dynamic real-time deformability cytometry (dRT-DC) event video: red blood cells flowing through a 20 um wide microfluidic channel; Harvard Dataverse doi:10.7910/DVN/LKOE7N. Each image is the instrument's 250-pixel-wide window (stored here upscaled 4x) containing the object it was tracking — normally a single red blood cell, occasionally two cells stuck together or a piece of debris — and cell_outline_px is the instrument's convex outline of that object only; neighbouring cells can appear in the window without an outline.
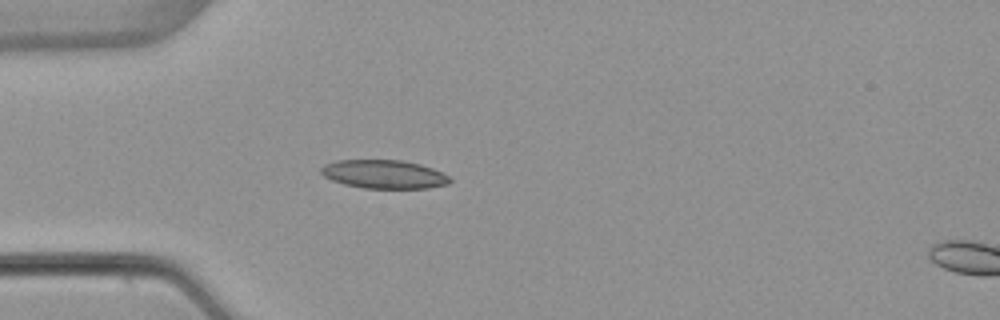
{"species": "common noctule bat (a hibernating species)", "species_latin": "Nyctalus noctula", "temperature_condition": "warm", "stored_images_in_passage": 5, "camera_frame_rate_fps": 3000, "um_per_image_px": 0.085, "animal": {"sex": "female", "body_mass_g": 22.7, "forearm_length_mm": 54.2}, "frame": {"image": 1, "passage_image": 4, "time_ms": 4.0, "image_size_px": [1000, 320], "cell_outline_px": [[452, 180], [448, 184], [428, 188], [364, 188], [344, 184], [332, 180], [324, 176], [320, 172], [320, 168], [324, 164], [336, 160], [400, 160], [420, 164], [432, 168], [452, 176]], "centroid_in_image_um": [32.66, 14.81], "position_along_channel_um": 52.3, "area_um2": 21.56}}